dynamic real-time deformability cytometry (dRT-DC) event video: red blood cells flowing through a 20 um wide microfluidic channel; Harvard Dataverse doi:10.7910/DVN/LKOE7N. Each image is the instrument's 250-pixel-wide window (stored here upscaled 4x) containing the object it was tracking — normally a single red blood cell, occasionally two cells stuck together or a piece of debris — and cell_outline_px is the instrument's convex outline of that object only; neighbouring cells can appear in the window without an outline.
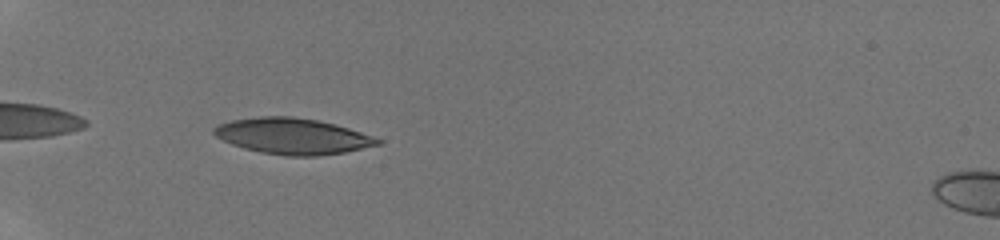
{"species": "human", "species_latin": "Homo sapiens", "temperature_condition": "room temperature", "stored_images_in_passage": 79, "camera_frame_rate_fps": 3000, "um_per_image_px": 0.085, "donor": {"sex": "male"}, "frame": {"image": 1, "passage_image": 4, "time_ms": 0.667, "image_size_px": [1000, 240], "cell_outline_px": [[384, 140], [380, 144], [344, 152], [316, 156], [284, 156], [260, 152], [244, 148], [232, 144], [216, 136], [212, 132], [212, 128], [216, 124], [232, 120], [260, 116], [292, 116], [316, 120], [336, 124]], "centroid_in_image_um": [24.84, 11.57], "position_along_channel_um": 60.2, "area_um2": 34.28}}
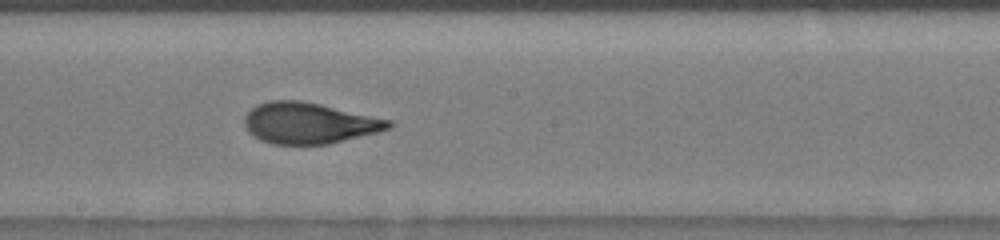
{"frame": {"image": 2, "passage_image": 33, "time_ms": 5.333, "image_size_px": [1000, 240], "cell_outline_px": [[392, 128], [328, 144], [272, 144], [260, 140], [248, 132], [244, 124], [244, 116], [256, 104], [268, 100], [300, 100], [320, 104], [392, 120]], "centroid_in_image_um": [26.23, 10.45], "position_along_channel_um": 222.0, "area_um2": 34.45}}
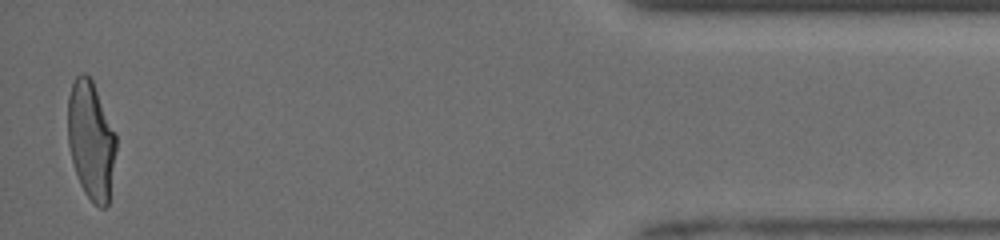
{"frame": {"image": 3, "passage_image": 75, "time_ms": 12.0, "image_size_px": [1000, 240], "cell_outline_px": [[116, 148], [108, 204], [104, 208], [100, 208], [84, 192], [80, 184], [72, 160], [68, 144], [68, 96], [72, 84], [76, 76], [80, 72], [84, 72], [92, 80], [116, 132]], "centroid_in_image_um": [7.73, 11.89], "position_along_channel_um": 427.5, "area_um2": 33.12}, "authors_computed_cell_mechanics": {"area_um2": 34.2754, "velocity_mm_per_s": 3.9614, "shape_relaxation_time_tau1_ms": 5.5316, "shape_relaxation_time_tau2_ms": 0.9388, "deformation_change_tau1": 0.2336, "deformation_change_tau2": 0.0765}}